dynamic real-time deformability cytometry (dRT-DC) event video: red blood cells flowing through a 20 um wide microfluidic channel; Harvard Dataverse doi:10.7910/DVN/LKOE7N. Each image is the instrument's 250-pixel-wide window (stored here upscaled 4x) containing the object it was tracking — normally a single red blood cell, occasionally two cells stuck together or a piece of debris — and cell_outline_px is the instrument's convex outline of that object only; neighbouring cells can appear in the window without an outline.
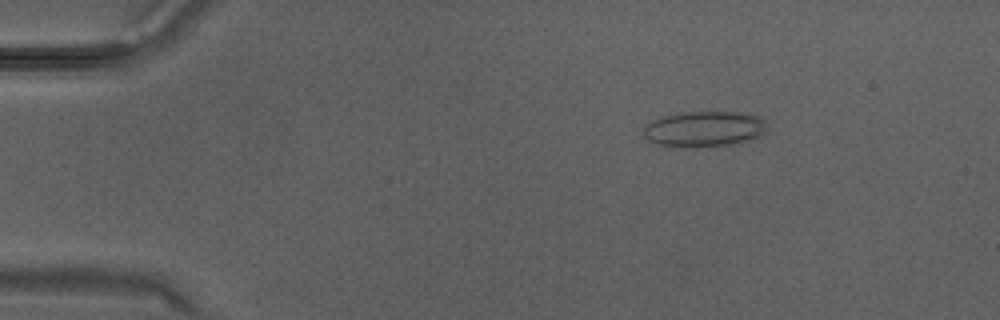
{"species": "Egyptian fruit bat (a non-hibernating species)", "species_latin": "Rousettus aegyptiacus", "temperature_condition": "warm", "stored_images_in_passage": 30, "camera_frame_rate_fps": 3000, "um_per_image_px": 0.085, "animal": {"sex": "male"}, "frame": {"image": 1, "passage_image": 2, "time_ms": 0.333, "image_size_px": [1000, 320], "cell_outline_px": [[768, 120], [764, 132], [760, 136], [728, 144], [684, 148], [660, 144], [648, 140], [644, 136], [644, 128], [652, 120], [660, 116], [680, 112], [736, 112], [756, 116]], "centroid_in_image_um": [59.82, 10.95], "position_along_channel_um": 25.2, "area_um2": 25.43}}
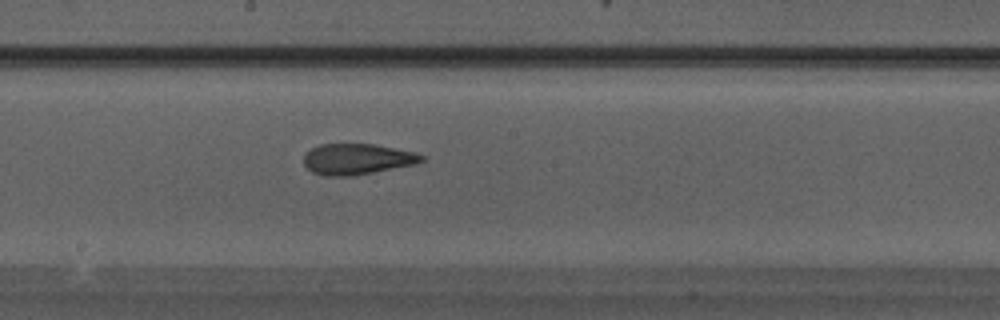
{"frame": {"image": 2, "passage_image": 15, "time_ms": 4.667, "image_size_px": [1000, 320], "cell_outline_px": [[424, 160], [416, 164], [352, 176], [324, 176], [312, 172], [304, 164], [304, 152], [320, 144], [372, 144], [416, 152], [424, 156]], "centroid_in_image_um": [30.34, 13.52], "position_along_channel_um": 217.9, "area_um2": 21.21}}
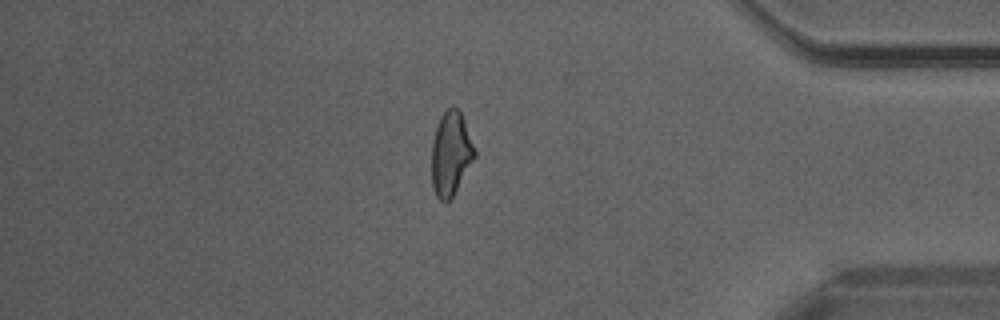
{"frame": {"image": 3, "passage_image": 25, "time_ms": 8.0, "image_size_px": [1000, 320], "cell_outline_px": [[476, 156], [452, 196], [448, 200], [440, 200], [436, 196], [432, 184], [432, 140], [440, 116], [452, 104], [460, 112], [464, 120], [476, 152]], "centroid_in_image_um": [38.31, 13.03], "position_along_channel_um": 396.9, "area_um2": 20.69}}